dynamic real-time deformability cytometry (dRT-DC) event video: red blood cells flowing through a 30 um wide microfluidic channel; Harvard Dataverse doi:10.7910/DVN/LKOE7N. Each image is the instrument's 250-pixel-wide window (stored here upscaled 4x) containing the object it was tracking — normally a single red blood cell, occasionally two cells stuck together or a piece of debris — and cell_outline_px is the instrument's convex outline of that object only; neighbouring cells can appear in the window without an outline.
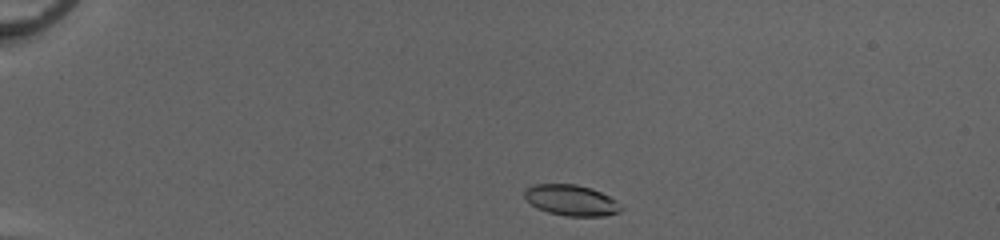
{"species": "common noctule bat (a hibernating species)", "species_latin": "Nyctalus noctula", "temperature_condition": "cold", "stored_images_in_passage": 40, "camera_frame_rate_fps": 3000, "um_per_image_px": 0.085, "animal": {"sex": "female", "body_mass_g": 20.0, "forearm_length_mm": 54.0}, "frame": {"image": 1, "passage_image": 1, "time_ms": 0.0, "image_size_px": [1000, 240], "cell_outline_px": [[624, 208], [620, 212], [604, 216], [568, 216], [548, 212], [536, 208], [524, 196], [524, 188], [532, 184], [576, 184], [592, 188], [616, 200]], "centroid_in_image_um": [48.56, 17.01], "position_along_channel_um": 36.4, "area_um2": 17.46}}
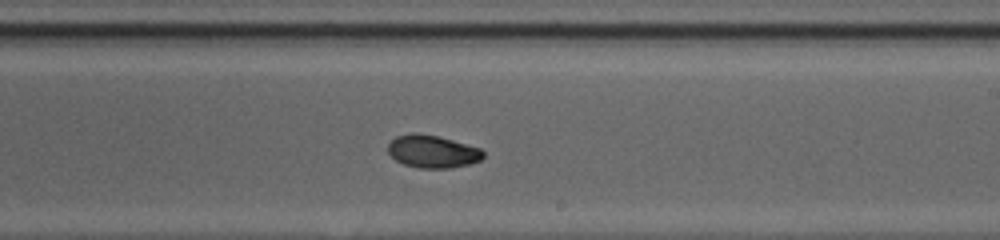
{"frame": {"image": 2, "passage_image": 22, "time_ms": 7.0, "image_size_px": [1000, 240], "cell_outline_px": [[484, 156], [480, 160], [468, 164], [448, 168], [420, 168], [404, 164], [396, 160], [388, 152], [388, 144], [396, 136], [412, 132], [416, 132], [440, 136], [480, 148], [484, 152]], "centroid_in_image_um": [36.75, 12.86], "position_along_channel_um": 252.2, "area_um2": 18.15}}
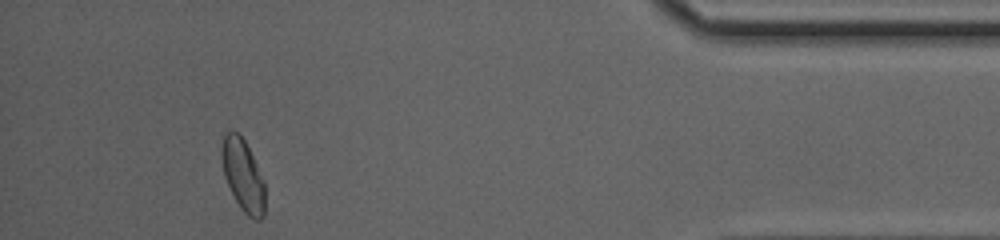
{"frame": {"image": 3, "passage_image": 37, "time_ms": 12.0, "image_size_px": [1000, 240], "cell_outline_px": [[264, 216], [260, 220], [256, 220], [248, 216], [244, 212], [236, 200], [224, 176], [220, 152], [220, 148], [224, 136], [232, 128], [244, 140], [264, 180]], "centroid_in_image_um": [20.64, 14.89], "position_along_channel_um": 414.6, "area_um2": 17.92}, "authors_computed_cell_mechanics": {"area_um2": 18.2359, "velocity_mm_per_s": 4.1391, "shape_relaxation_time_tau1_ms": 4.2212, "shape_relaxation_time_tau2_ms": 3.4669, "deformation_change_tau1": 0.1393, "deformation_change_tau2": 0.0604}}